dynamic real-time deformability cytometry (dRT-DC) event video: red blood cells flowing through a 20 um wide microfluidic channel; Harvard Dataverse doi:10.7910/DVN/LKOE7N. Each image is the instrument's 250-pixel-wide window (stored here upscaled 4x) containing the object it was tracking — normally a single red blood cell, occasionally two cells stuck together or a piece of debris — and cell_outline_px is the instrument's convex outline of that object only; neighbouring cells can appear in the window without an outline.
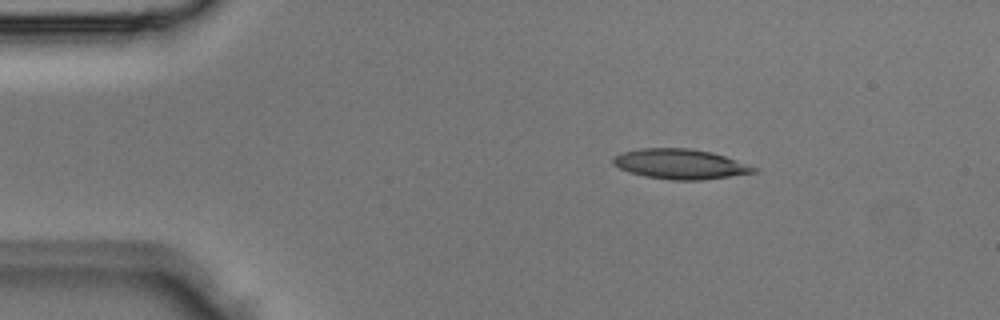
{"species": "Egyptian fruit bat (a non-hibernating species)", "species_latin": "Rousettus aegyptiacus", "temperature_condition": "room temperature", "stored_images_in_passage": 2, "camera_frame_rate_fps": 3000, "um_per_image_px": 0.085, "animal": {"sex": "male"}, "frame": {"image": 1, "passage_image": 1, "time_ms": 0.0, "image_size_px": [1000, 320], "cell_outline_px": [[760, 172], [704, 180], [672, 180], [644, 176], [628, 172], [612, 164], [612, 160], [616, 156], [624, 152], [640, 148], [688, 148], [712, 152], [760, 168]], "centroid_in_image_um": [57.87, 13.95], "position_along_channel_um": 27.1, "area_um2": 24.74}}